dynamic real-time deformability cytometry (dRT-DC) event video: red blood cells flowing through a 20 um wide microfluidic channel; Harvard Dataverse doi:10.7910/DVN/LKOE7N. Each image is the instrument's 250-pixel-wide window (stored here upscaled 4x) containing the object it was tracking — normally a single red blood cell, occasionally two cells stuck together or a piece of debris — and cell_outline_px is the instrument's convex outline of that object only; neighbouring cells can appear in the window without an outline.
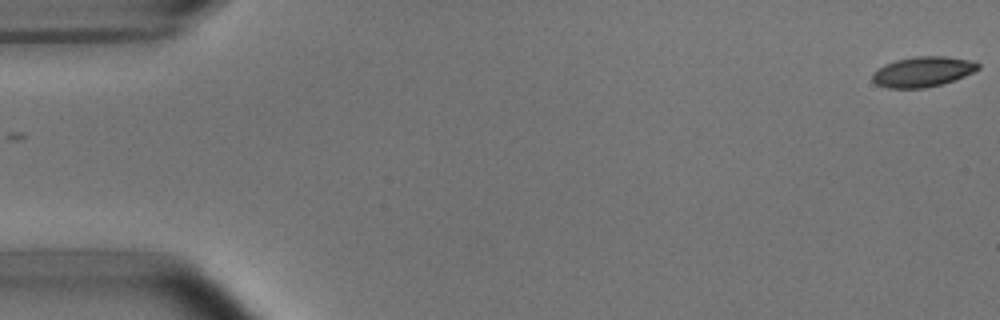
{"species": "common noctule bat (a hibernating species)", "species_latin": "Nyctalus noctula", "temperature_condition": "room temperature", "stored_images_in_passage": 2, "camera_frame_rate_fps": 3000, "um_per_image_px": 0.085, "animal": {"sex": "male", "body_mass_g": 15.6}, "frame": {"image": 1, "passage_image": 2, "time_ms": 1.0, "image_size_px": [1000, 320], "cell_outline_px": [[980, 68], [964, 76], [940, 84], [924, 88], [888, 88], [876, 84], [872, 80], [872, 72], [884, 64], [896, 60], [916, 56], [944, 56], [968, 60], [980, 64]], "centroid_in_image_um": [78.38, 6.09], "position_along_channel_um": 6.6, "area_um2": 18.44}}